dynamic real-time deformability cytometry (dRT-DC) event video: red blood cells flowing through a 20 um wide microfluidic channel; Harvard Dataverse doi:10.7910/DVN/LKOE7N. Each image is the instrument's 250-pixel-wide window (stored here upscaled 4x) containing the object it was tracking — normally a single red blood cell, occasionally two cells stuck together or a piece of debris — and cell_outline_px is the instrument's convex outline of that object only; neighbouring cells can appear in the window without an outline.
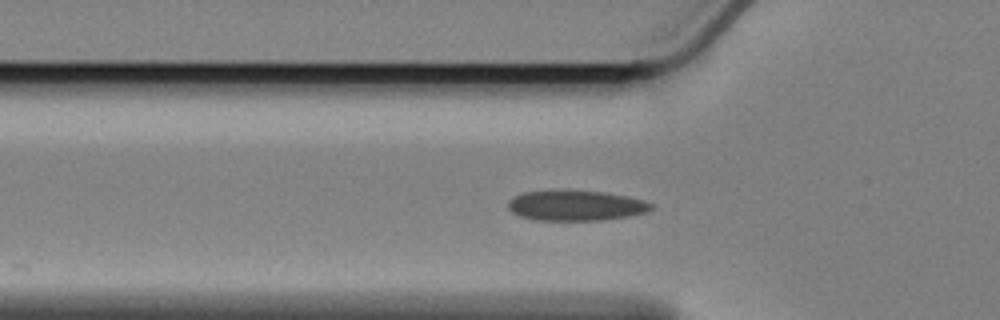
{"species": "Egyptian fruit bat (a non-hibernating species)", "species_latin": "Rousettus aegyptiacus", "temperature_condition": "cold", "stored_images_in_passage": 27, "camera_frame_rate_fps": 3000, "um_per_image_px": 0.085, "animal": {"sex": "female"}, "frame": {"image": 1, "passage_image": 8, "time_ms": 2.333, "image_size_px": [1000, 320], "cell_outline_px": [[656, 208], [648, 212], [628, 216], [604, 220], [536, 220], [520, 216], [512, 212], [508, 208], [508, 200], [512, 196], [524, 192], [552, 188], [604, 192], [624, 196], [640, 200], [652, 204]], "centroid_in_image_um": [48.88, 17.44], "position_along_channel_um": 76.9, "area_um2": 25.84}}
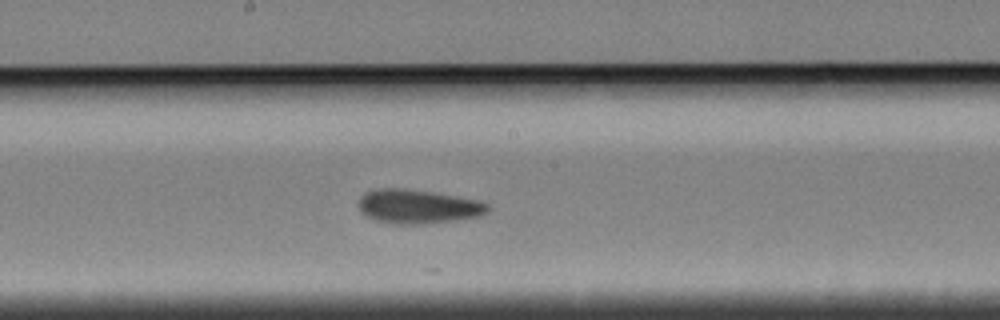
{"frame": {"image": 2, "passage_image": 20, "time_ms": 6.333, "image_size_px": [1000, 320], "cell_outline_px": [[488, 212], [480, 216], [424, 224], [396, 224], [376, 220], [364, 216], [360, 212], [356, 204], [360, 196], [364, 192], [380, 188], [404, 188], [432, 192], [456, 196], [476, 200], [488, 204]], "centroid_in_image_um": [35.44, 17.55], "position_along_channel_um": 212.8, "area_um2": 25.72}}
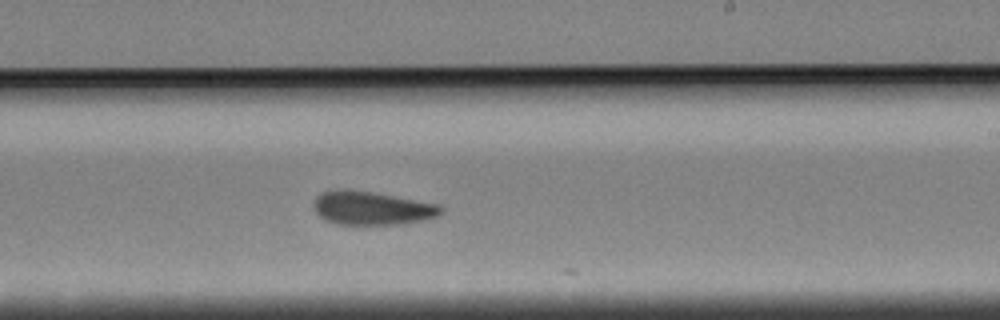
{"frame": {"image": 3, "passage_image": 24, "time_ms": 7.667, "image_size_px": [1000, 320], "cell_outline_px": [[444, 208], [440, 216], [424, 220], [396, 224], [336, 224], [324, 220], [316, 212], [316, 196], [324, 192], [336, 188], [344, 188], [372, 192], [440, 204]], "centroid_in_image_um": [31.64, 17.68], "position_along_channel_um": 257.4, "area_um2": 24.85}}